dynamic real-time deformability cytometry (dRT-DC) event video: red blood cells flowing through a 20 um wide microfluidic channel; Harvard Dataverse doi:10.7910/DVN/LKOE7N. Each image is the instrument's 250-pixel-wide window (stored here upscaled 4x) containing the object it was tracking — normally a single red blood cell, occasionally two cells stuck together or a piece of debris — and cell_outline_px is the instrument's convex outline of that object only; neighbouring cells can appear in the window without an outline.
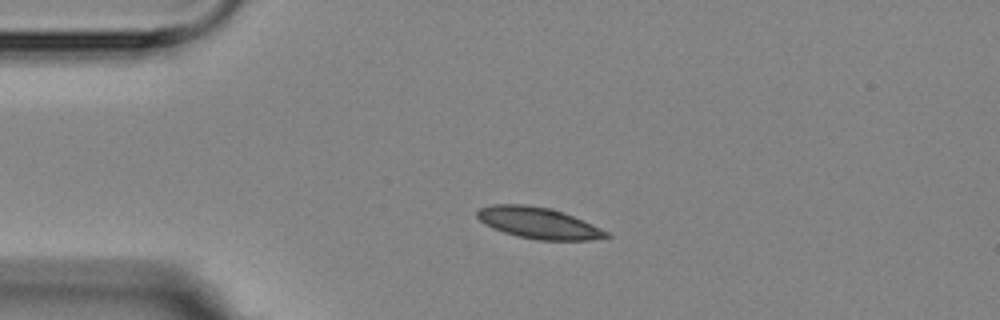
{"species": "Egyptian fruit bat (a non-hibernating species)", "species_latin": "Rousettus aegyptiacus", "temperature_condition": "room temperature", "stored_images_in_passage": 3, "camera_frame_rate_fps": 3000, "um_per_image_px": 0.085, "animal": {"sex": "female"}, "frame": {"image": 1, "passage_image": 3, "time_ms": 2.333, "image_size_px": [1000, 320], "cell_outline_px": [[612, 236], [592, 240], [540, 240], [516, 236], [492, 228], [484, 224], [476, 216], [476, 212], [480, 208], [492, 204], [524, 204], [552, 208], [564, 212], [592, 224], [608, 232]], "centroid_in_image_um": [45.76, 18.95], "position_along_channel_um": 39.2, "area_um2": 23.64}}